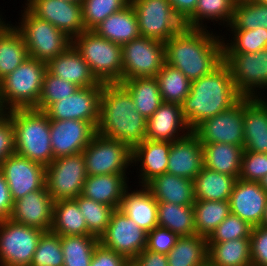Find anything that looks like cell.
<instances>
[{"mask_svg": "<svg viewBox=\"0 0 267 266\" xmlns=\"http://www.w3.org/2000/svg\"><path fill=\"white\" fill-rule=\"evenodd\" d=\"M224 39L207 29L184 27L164 43L166 63L191 82L198 80L223 62Z\"/></svg>", "mask_w": 267, "mask_h": 266, "instance_id": "1", "label": "cell"}, {"mask_svg": "<svg viewBox=\"0 0 267 266\" xmlns=\"http://www.w3.org/2000/svg\"><path fill=\"white\" fill-rule=\"evenodd\" d=\"M242 98L223 61L211 73L192 81L190 92L181 104V112L193 131L205 119L232 108Z\"/></svg>", "mask_w": 267, "mask_h": 266, "instance_id": "2", "label": "cell"}, {"mask_svg": "<svg viewBox=\"0 0 267 266\" xmlns=\"http://www.w3.org/2000/svg\"><path fill=\"white\" fill-rule=\"evenodd\" d=\"M147 119L136 111L134 101L120 84H104L100 98L97 133L126 144L131 150L146 136Z\"/></svg>", "mask_w": 267, "mask_h": 266, "instance_id": "3", "label": "cell"}, {"mask_svg": "<svg viewBox=\"0 0 267 266\" xmlns=\"http://www.w3.org/2000/svg\"><path fill=\"white\" fill-rule=\"evenodd\" d=\"M7 116L13 123L15 153L48 166L53 161L50 141V119L44 111L14 109Z\"/></svg>", "mask_w": 267, "mask_h": 266, "instance_id": "4", "label": "cell"}, {"mask_svg": "<svg viewBox=\"0 0 267 266\" xmlns=\"http://www.w3.org/2000/svg\"><path fill=\"white\" fill-rule=\"evenodd\" d=\"M47 64L27 57L12 73L0 80L2 101L8 111L36 108Z\"/></svg>", "mask_w": 267, "mask_h": 266, "instance_id": "5", "label": "cell"}, {"mask_svg": "<svg viewBox=\"0 0 267 266\" xmlns=\"http://www.w3.org/2000/svg\"><path fill=\"white\" fill-rule=\"evenodd\" d=\"M72 45L88 63L100 83L122 81V46L86 30L72 39Z\"/></svg>", "mask_w": 267, "mask_h": 266, "instance_id": "6", "label": "cell"}, {"mask_svg": "<svg viewBox=\"0 0 267 266\" xmlns=\"http://www.w3.org/2000/svg\"><path fill=\"white\" fill-rule=\"evenodd\" d=\"M23 8L19 26H13L23 37L29 57L48 64L72 45V38L66 33Z\"/></svg>", "mask_w": 267, "mask_h": 266, "instance_id": "7", "label": "cell"}, {"mask_svg": "<svg viewBox=\"0 0 267 266\" xmlns=\"http://www.w3.org/2000/svg\"><path fill=\"white\" fill-rule=\"evenodd\" d=\"M83 153L53 159L45 169V187L53 201L74 199L87 178Z\"/></svg>", "mask_w": 267, "mask_h": 266, "instance_id": "8", "label": "cell"}, {"mask_svg": "<svg viewBox=\"0 0 267 266\" xmlns=\"http://www.w3.org/2000/svg\"><path fill=\"white\" fill-rule=\"evenodd\" d=\"M142 37L166 42L184 27L169 0H130Z\"/></svg>", "mask_w": 267, "mask_h": 266, "instance_id": "9", "label": "cell"}, {"mask_svg": "<svg viewBox=\"0 0 267 266\" xmlns=\"http://www.w3.org/2000/svg\"><path fill=\"white\" fill-rule=\"evenodd\" d=\"M88 176L107 174H129L132 150L119 140L96 133L82 151ZM126 172V173H125Z\"/></svg>", "mask_w": 267, "mask_h": 266, "instance_id": "10", "label": "cell"}, {"mask_svg": "<svg viewBox=\"0 0 267 266\" xmlns=\"http://www.w3.org/2000/svg\"><path fill=\"white\" fill-rule=\"evenodd\" d=\"M165 63L164 42L140 36L122 45V80L156 77Z\"/></svg>", "mask_w": 267, "mask_h": 266, "instance_id": "11", "label": "cell"}, {"mask_svg": "<svg viewBox=\"0 0 267 266\" xmlns=\"http://www.w3.org/2000/svg\"><path fill=\"white\" fill-rule=\"evenodd\" d=\"M223 61L229 67L234 85L243 97L264 95L260 93L267 89V48L255 53H223Z\"/></svg>", "mask_w": 267, "mask_h": 266, "instance_id": "12", "label": "cell"}, {"mask_svg": "<svg viewBox=\"0 0 267 266\" xmlns=\"http://www.w3.org/2000/svg\"><path fill=\"white\" fill-rule=\"evenodd\" d=\"M44 232L10 218L0 221V266H30Z\"/></svg>", "mask_w": 267, "mask_h": 266, "instance_id": "13", "label": "cell"}, {"mask_svg": "<svg viewBox=\"0 0 267 266\" xmlns=\"http://www.w3.org/2000/svg\"><path fill=\"white\" fill-rule=\"evenodd\" d=\"M147 232L128 218L121 210L115 209L106 231L99 243L132 262L146 248Z\"/></svg>", "mask_w": 267, "mask_h": 266, "instance_id": "14", "label": "cell"}, {"mask_svg": "<svg viewBox=\"0 0 267 266\" xmlns=\"http://www.w3.org/2000/svg\"><path fill=\"white\" fill-rule=\"evenodd\" d=\"M103 86L104 83H100L97 86L78 88L74 94L51 104L44 112L50 120L87 121L96 128Z\"/></svg>", "mask_w": 267, "mask_h": 266, "instance_id": "15", "label": "cell"}, {"mask_svg": "<svg viewBox=\"0 0 267 266\" xmlns=\"http://www.w3.org/2000/svg\"><path fill=\"white\" fill-rule=\"evenodd\" d=\"M243 98L232 108L205 119L193 132L202 144L226 143L244 147Z\"/></svg>", "mask_w": 267, "mask_h": 266, "instance_id": "16", "label": "cell"}, {"mask_svg": "<svg viewBox=\"0 0 267 266\" xmlns=\"http://www.w3.org/2000/svg\"><path fill=\"white\" fill-rule=\"evenodd\" d=\"M45 169L42 164L17 153L7 156L0 164L9 186L13 202L45 186Z\"/></svg>", "mask_w": 267, "mask_h": 266, "instance_id": "17", "label": "cell"}, {"mask_svg": "<svg viewBox=\"0 0 267 266\" xmlns=\"http://www.w3.org/2000/svg\"><path fill=\"white\" fill-rule=\"evenodd\" d=\"M26 2V8L33 15L48 21L72 39L86 31L82 4L65 0H26Z\"/></svg>", "mask_w": 267, "mask_h": 266, "instance_id": "18", "label": "cell"}, {"mask_svg": "<svg viewBox=\"0 0 267 266\" xmlns=\"http://www.w3.org/2000/svg\"><path fill=\"white\" fill-rule=\"evenodd\" d=\"M96 133V128L87 121L50 120L53 159L81 153Z\"/></svg>", "mask_w": 267, "mask_h": 266, "instance_id": "19", "label": "cell"}, {"mask_svg": "<svg viewBox=\"0 0 267 266\" xmlns=\"http://www.w3.org/2000/svg\"><path fill=\"white\" fill-rule=\"evenodd\" d=\"M53 205L54 201L44 186L14 201L10 219L48 232L53 224Z\"/></svg>", "mask_w": 267, "mask_h": 266, "instance_id": "20", "label": "cell"}, {"mask_svg": "<svg viewBox=\"0 0 267 266\" xmlns=\"http://www.w3.org/2000/svg\"><path fill=\"white\" fill-rule=\"evenodd\" d=\"M267 192L259 182L237 179L230 195V213L248 222L252 227L262 225Z\"/></svg>", "mask_w": 267, "mask_h": 266, "instance_id": "21", "label": "cell"}, {"mask_svg": "<svg viewBox=\"0 0 267 266\" xmlns=\"http://www.w3.org/2000/svg\"><path fill=\"white\" fill-rule=\"evenodd\" d=\"M203 166L202 143L193 131L171 142L167 173L194 180Z\"/></svg>", "mask_w": 267, "mask_h": 266, "instance_id": "22", "label": "cell"}, {"mask_svg": "<svg viewBox=\"0 0 267 266\" xmlns=\"http://www.w3.org/2000/svg\"><path fill=\"white\" fill-rule=\"evenodd\" d=\"M191 131L181 112V105L163 102L147 119L145 138L152 141L173 142Z\"/></svg>", "mask_w": 267, "mask_h": 266, "instance_id": "23", "label": "cell"}, {"mask_svg": "<svg viewBox=\"0 0 267 266\" xmlns=\"http://www.w3.org/2000/svg\"><path fill=\"white\" fill-rule=\"evenodd\" d=\"M171 142L144 139L132 149L131 163H139V186H145L156 176L167 173ZM137 164V165H136Z\"/></svg>", "mask_w": 267, "mask_h": 266, "instance_id": "24", "label": "cell"}, {"mask_svg": "<svg viewBox=\"0 0 267 266\" xmlns=\"http://www.w3.org/2000/svg\"><path fill=\"white\" fill-rule=\"evenodd\" d=\"M244 150L267 153V103L261 97H243Z\"/></svg>", "mask_w": 267, "mask_h": 266, "instance_id": "25", "label": "cell"}, {"mask_svg": "<svg viewBox=\"0 0 267 266\" xmlns=\"http://www.w3.org/2000/svg\"><path fill=\"white\" fill-rule=\"evenodd\" d=\"M47 70L54 76L69 81L79 88L100 84L92 74L88 63L73 45L51 60L47 64Z\"/></svg>", "mask_w": 267, "mask_h": 266, "instance_id": "26", "label": "cell"}, {"mask_svg": "<svg viewBox=\"0 0 267 266\" xmlns=\"http://www.w3.org/2000/svg\"><path fill=\"white\" fill-rule=\"evenodd\" d=\"M140 187L124 191L119 210L148 233L158 226V202L145 186Z\"/></svg>", "mask_w": 267, "mask_h": 266, "instance_id": "27", "label": "cell"}, {"mask_svg": "<svg viewBox=\"0 0 267 266\" xmlns=\"http://www.w3.org/2000/svg\"><path fill=\"white\" fill-rule=\"evenodd\" d=\"M128 182L126 174L87 176L81 195L119 209Z\"/></svg>", "mask_w": 267, "mask_h": 266, "instance_id": "28", "label": "cell"}, {"mask_svg": "<svg viewBox=\"0 0 267 266\" xmlns=\"http://www.w3.org/2000/svg\"><path fill=\"white\" fill-rule=\"evenodd\" d=\"M145 187L157 202H171L181 206L193 205L194 180L169 173L156 176Z\"/></svg>", "mask_w": 267, "mask_h": 266, "instance_id": "29", "label": "cell"}, {"mask_svg": "<svg viewBox=\"0 0 267 266\" xmlns=\"http://www.w3.org/2000/svg\"><path fill=\"white\" fill-rule=\"evenodd\" d=\"M93 31L98 36L121 46L141 36L137 16L131 3L108 16Z\"/></svg>", "mask_w": 267, "mask_h": 266, "instance_id": "30", "label": "cell"}, {"mask_svg": "<svg viewBox=\"0 0 267 266\" xmlns=\"http://www.w3.org/2000/svg\"><path fill=\"white\" fill-rule=\"evenodd\" d=\"M204 167L227 174L240 176L244 148L226 143L202 144Z\"/></svg>", "mask_w": 267, "mask_h": 266, "instance_id": "31", "label": "cell"}, {"mask_svg": "<svg viewBox=\"0 0 267 266\" xmlns=\"http://www.w3.org/2000/svg\"><path fill=\"white\" fill-rule=\"evenodd\" d=\"M237 179L203 166L194 179L195 200L229 201Z\"/></svg>", "mask_w": 267, "mask_h": 266, "instance_id": "32", "label": "cell"}, {"mask_svg": "<svg viewBox=\"0 0 267 266\" xmlns=\"http://www.w3.org/2000/svg\"><path fill=\"white\" fill-rule=\"evenodd\" d=\"M209 266H252L250 238L208 243Z\"/></svg>", "mask_w": 267, "mask_h": 266, "instance_id": "33", "label": "cell"}, {"mask_svg": "<svg viewBox=\"0 0 267 266\" xmlns=\"http://www.w3.org/2000/svg\"><path fill=\"white\" fill-rule=\"evenodd\" d=\"M120 84L133 98L136 111L146 119L150 118L163 103L155 77L126 79L122 80Z\"/></svg>", "mask_w": 267, "mask_h": 266, "instance_id": "34", "label": "cell"}, {"mask_svg": "<svg viewBox=\"0 0 267 266\" xmlns=\"http://www.w3.org/2000/svg\"><path fill=\"white\" fill-rule=\"evenodd\" d=\"M27 57L23 37L11 21L7 22L0 29V80L12 73Z\"/></svg>", "mask_w": 267, "mask_h": 266, "instance_id": "35", "label": "cell"}, {"mask_svg": "<svg viewBox=\"0 0 267 266\" xmlns=\"http://www.w3.org/2000/svg\"><path fill=\"white\" fill-rule=\"evenodd\" d=\"M50 231L59 236L92 235L87 230L84 215L74 199L54 202Z\"/></svg>", "mask_w": 267, "mask_h": 266, "instance_id": "36", "label": "cell"}, {"mask_svg": "<svg viewBox=\"0 0 267 266\" xmlns=\"http://www.w3.org/2000/svg\"><path fill=\"white\" fill-rule=\"evenodd\" d=\"M207 255V238L194 234L178 237L175 246L166 256L168 266H205Z\"/></svg>", "mask_w": 267, "mask_h": 266, "instance_id": "37", "label": "cell"}, {"mask_svg": "<svg viewBox=\"0 0 267 266\" xmlns=\"http://www.w3.org/2000/svg\"><path fill=\"white\" fill-rule=\"evenodd\" d=\"M238 0H198L195 11L184 21L187 28L207 29L204 21H220L228 27ZM226 22V23H225Z\"/></svg>", "mask_w": 267, "mask_h": 266, "instance_id": "38", "label": "cell"}, {"mask_svg": "<svg viewBox=\"0 0 267 266\" xmlns=\"http://www.w3.org/2000/svg\"><path fill=\"white\" fill-rule=\"evenodd\" d=\"M157 212L158 226L169 229L178 237L196 234L193 205L158 202Z\"/></svg>", "mask_w": 267, "mask_h": 266, "instance_id": "39", "label": "cell"}, {"mask_svg": "<svg viewBox=\"0 0 267 266\" xmlns=\"http://www.w3.org/2000/svg\"><path fill=\"white\" fill-rule=\"evenodd\" d=\"M193 209L196 234L206 238L231 214L229 201L195 200Z\"/></svg>", "mask_w": 267, "mask_h": 266, "instance_id": "40", "label": "cell"}, {"mask_svg": "<svg viewBox=\"0 0 267 266\" xmlns=\"http://www.w3.org/2000/svg\"><path fill=\"white\" fill-rule=\"evenodd\" d=\"M163 102L181 105L191 89V81L179 70L165 63L155 77Z\"/></svg>", "mask_w": 267, "mask_h": 266, "instance_id": "41", "label": "cell"}, {"mask_svg": "<svg viewBox=\"0 0 267 266\" xmlns=\"http://www.w3.org/2000/svg\"><path fill=\"white\" fill-rule=\"evenodd\" d=\"M63 266H90L99 238L94 235L60 236Z\"/></svg>", "mask_w": 267, "mask_h": 266, "instance_id": "42", "label": "cell"}, {"mask_svg": "<svg viewBox=\"0 0 267 266\" xmlns=\"http://www.w3.org/2000/svg\"><path fill=\"white\" fill-rule=\"evenodd\" d=\"M230 29H267V4H258L253 0H238L233 12Z\"/></svg>", "mask_w": 267, "mask_h": 266, "instance_id": "43", "label": "cell"}, {"mask_svg": "<svg viewBox=\"0 0 267 266\" xmlns=\"http://www.w3.org/2000/svg\"><path fill=\"white\" fill-rule=\"evenodd\" d=\"M230 31L233 37L231 36L230 41L225 40L226 43L223 41V53H255L267 48L266 28L231 29Z\"/></svg>", "mask_w": 267, "mask_h": 266, "instance_id": "44", "label": "cell"}, {"mask_svg": "<svg viewBox=\"0 0 267 266\" xmlns=\"http://www.w3.org/2000/svg\"><path fill=\"white\" fill-rule=\"evenodd\" d=\"M74 200L77 202L81 213L84 215L87 230L97 238L106 231L115 208L103 203L96 202L83 195Z\"/></svg>", "mask_w": 267, "mask_h": 266, "instance_id": "45", "label": "cell"}, {"mask_svg": "<svg viewBox=\"0 0 267 266\" xmlns=\"http://www.w3.org/2000/svg\"><path fill=\"white\" fill-rule=\"evenodd\" d=\"M130 0H83L82 14L86 30H93L104 19L127 5Z\"/></svg>", "mask_w": 267, "mask_h": 266, "instance_id": "46", "label": "cell"}, {"mask_svg": "<svg viewBox=\"0 0 267 266\" xmlns=\"http://www.w3.org/2000/svg\"><path fill=\"white\" fill-rule=\"evenodd\" d=\"M64 255L60 236L51 231L39 238L30 266H63Z\"/></svg>", "mask_w": 267, "mask_h": 266, "instance_id": "47", "label": "cell"}, {"mask_svg": "<svg viewBox=\"0 0 267 266\" xmlns=\"http://www.w3.org/2000/svg\"><path fill=\"white\" fill-rule=\"evenodd\" d=\"M79 87L51 74L45 73L38 105L35 109L45 111L51 104L74 94Z\"/></svg>", "mask_w": 267, "mask_h": 266, "instance_id": "48", "label": "cell"}, {"mask_svg": "<svg viewBox=\"0 0 267 266\" xmlns=\"http://www.w3.org/2000/svg\"><path fill=\"white\" fill-rule=\"evenodd\" d=\"M252 226L238 216L229 214L207 238V243H219L238 238H250Z\"/></svg>", "mask_w": 267, "mask_h": 266, "instance_id": "49", "label": "cell"}, {"mask_svg": "<svg viewBox=\"0 0 267 266\" xmlns=\"http://www.w3.org/2000/svg\"><path fill=\"white\" fill-rule=\"evenodd\" d=\"M267 175V153L244 150L239 179L259 182Z\"/></svg>", "mask_w": 267, "mask_h": 266, "instance_id": "50", "label": "cell"}, {"mask_svg": "<svg viewBox=\"0 0 267 266\" xmlns=\"http://www.w3.org/2000/svg\"><path fill=\"white\" fill-rule=\"evenodd\" d=\"M177 238L178 236L169 229L156 226L147 233L145 249L167 255L175 246Z\"/></svg>", "mask_w": 267, "mask_h": 266, "instance_id": "51", "label": "cell"}, {"mask_svg": "<svg viewBox=\"0 0 267 266\" xmlns=\"http://www.w3.org/2000/svg\"><path fill=\"white\" fill-rule=\"evenodd\" d=\"M252 266H267V227L252 228L250 236Z\"/></svg>", "mask_w": 267, "mask_h": 266, "instance_id": "52", "label": "cell"}, {"mask_svg": "<svg viewBox=\"0 0 267 266\" xmlns=\"http://www.w3.org/2000/svg\"><path fill=\"white\" fill-rule=\"evenodd\" d=\"M129 263L124 256L99 243L94 249L90 266H128Z\"/></svg>", "mask_w": 267, "mask_h": 266, "instance_id": "53", "label": "cell"}, {"mask_svg": "<svg viewBox=\"0 0 267 266\" xmlns=\"http://www.w3.org/2000/svg\"><path fill=\"white\" fill-rule=\"evenodd\" d=\"M15 153V140L13 123L11 119L6 116L0 120V164L10 155Z\"/></svg>", "mask_w": 267, "mask_h": 266, "instance_id": "54", "label": "cell"}, {"mask_svg": "<svg viewBox=\"0 0 267 266\" xmlns=\"http://www.w3.org/2000/svg\"><path fill=\"white\" fill-rule=\"evenodd\" d=\"M13 200L3 172L0 170V221L10 218Z\"/></svg>", "mask_w": 267, "mask_h": 266, "instance_id": "55", "label": "cell"}, {"mask_svg": "<svg viewBox=\"0 0 267 266\" xmlns=\"http://www.w3.org/2000/svg\"><path fill=\"white\" fill-rule=\"evenodd\" d=\"M131 263L134 266H168L165 254L151 252L147 249L139 253Z\"/></svg>", "mask_w": 267, "mask_h": 266, "instance_id": "56", "label": "cell"}, {"mask_svg": "<svg viewBox=\"0 0 267 266\" xmlns=\"http://www.w3.org/2000/svg\"><path fill=\"white\" fill-rule=\"evenodd\" d=\"M169 2L184 22L195 11L198 0H169Z\"/></svg>", "mask_w": 267, "mask_h": 266, "instance_id": "57", "label": "cell"}, {"mask_svg": "<svg viewBox=\"0 0 267 266\" xmlns=\"http://www.w3.org/2000/svg\"><path fill=\"white\" fill-rule=\"evenodd\" d=\"M8 114V110L6 109L2 97H1V92H0V120L4 119Z\"/></svg>", "mask_w": 267, "mask_h": 266, "instance_id": "58", "label": "cell"}, {"mask_svg": "<svg viewBox=\"0 0 267 266\" xmlns=\"http://www.w3.org/2000/svg\"><path fill=\"white\" fill-rule=\"evenodd\" d=\"M260 186L267 192V175H265L260 181Z\"/></svg>", "mask_w": 267, "mask_h": 266, "instance_id": "59", "label": "cell"}, {"mask_svg": "<svg viewBox=\"0 0 267 266\" xmlns=\"http://www.w3.org/2000/svg\"><path fill=\"white\" fill-rule=\"evenodd\" d=\"M262 225L267 227V202H266V206H265V210H264V215L262 218Z\"/></svg>", "mask_w": 267, "mask_h": 266, "instance_id": "60", "label": "cell"}, {"mask_svg": "<svg viewBox=\"0 0 267 266\" xmlns=\"http://www.w3.org/2000/svg\"><path fill=\"white\" fill-rule=\"evenodd\" d=\"M68 2H72V3H78V4H82L83 0H65Z\"/></svg>", "mask_w": 267, "mask_h": 266, "instance_id": "61", "label": "cell"}, {"mask_svg": "<svg viewBox=\"0 0 267 266\" xmlns=\"http://www.w3.org/2000/svg\"><path fill=\"white\" fill-rule=\"evenodd\" d=\"M253 1L258 4H267V0H253Z\"/></svg>", "mask_w": 267, "mask_h": 266, "instance_id": "62", "label": "cell"}, {"mask_svg": "<svg viewBox=\"0 0 267 266\" xmlns=\"http://www.w3.org/2000/svg\"><path fill=\"white\" fill-rule=\"evenodd\" d=\"M1 18H2V16L0 14V29L6 24L5 23L6 21H4L3 18L2 19Z\"/></svg>", "mask_w": 267, "mask_h": 266, "instance_id": "63", "label": "cell"}, {"mask_svg": "<svg viewBox=\"0 0 267 266\" xmlns=\"http://www.w3.org/2000/svg\"><path fill=\"white\" fill-rule=\"evenodd\" d=\"M266 103H267V100L265 99V97H261Z\"/></svg>", "mask_w": 267, "mask_h": 266, "instance_id": "64", "label": "cell"}]
</instances>
